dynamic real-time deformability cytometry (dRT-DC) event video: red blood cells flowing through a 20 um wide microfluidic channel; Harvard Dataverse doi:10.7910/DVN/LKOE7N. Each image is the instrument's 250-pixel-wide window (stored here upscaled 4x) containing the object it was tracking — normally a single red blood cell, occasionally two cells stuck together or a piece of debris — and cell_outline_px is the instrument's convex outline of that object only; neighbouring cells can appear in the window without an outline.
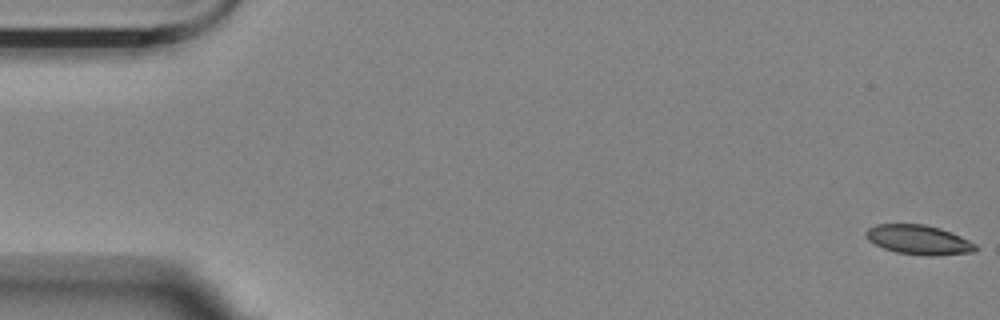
{"species": "Egyptian fruit bat (a non-hibernating species)", "species_latin": "Rousettus aegyptiacus", "temperature_condition": "room temperature", "stored_images_in_passage": 56, "camera_frame_rate_fps": 3000, "um_per_image_px": 0.085, "animal": {"sex": "female"}, "frame": {"image": 1, "passage_image": 1, "time_ms": 0.0, "image_size_px": [1000, 320], "cell_outline_px": [[976, 248], [972, 252], [928, 256], [896, 252], [884, 248], [868, 240], [864, 236], [864, 232], [868, 228], [876, 224], [924, 224], [940, 228], [960, 236], [976, 244]], "centroid_in_image_um": [78.04, 20.37], "position_along_channel_um": 7.0, "area_um2": 18.67}}
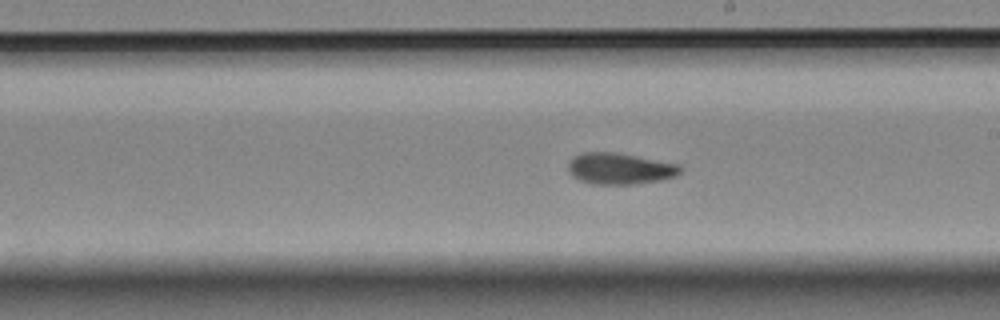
{"frame": {"image": 2, "passage_image": 32, "time_ms": 10.333, "image_size_px": [1000, 320], "cell_outline_px": [[684, 168], [676, 176], [664, 180], [636, 184], [588, 184], [572, 176], [568, 172], [568, 160], [572, 156], [580, 152], [616, 152], [680, 164]], "centroid_in_image_um": [52.68, 14.33], "position_along_channel_um": 236.3, "area_um2": 20.98}}
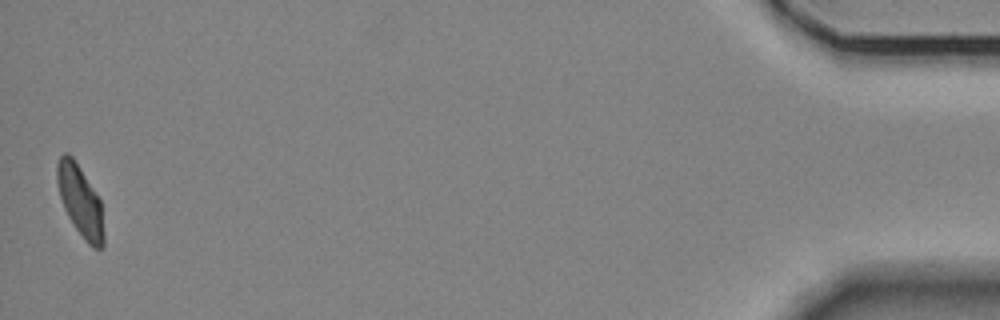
{"frame": {"image": 3, "passage_image": 56, "time_ms": 18.333, "image_size_px": [1000, 320], "cell_outline_px": [[104, 248], [92, 248], [84, 240], [68, 216], [64, 208], [60, 196], [56, 180], [56, 164], [60, 156], [64, 152], [68, 152], [72, 156], [80, 168], [100, 200], [104, 232]], "centroid_in_image_um": [6.81, 17.09], "position_along_channel_um": 428.4, "area_um2": 19.25}, "authors_computed_cell_mechanics": {"area_um2": 20.0566, "velocity_mm_per_s": 3.5392, "shape_relaxation_time_tau1_ms": null, "shape_relaxation_time_tau2_ms": 3.6358, "deformation_change_tau1": null, "deformation_change_tau2": 0.0861}}